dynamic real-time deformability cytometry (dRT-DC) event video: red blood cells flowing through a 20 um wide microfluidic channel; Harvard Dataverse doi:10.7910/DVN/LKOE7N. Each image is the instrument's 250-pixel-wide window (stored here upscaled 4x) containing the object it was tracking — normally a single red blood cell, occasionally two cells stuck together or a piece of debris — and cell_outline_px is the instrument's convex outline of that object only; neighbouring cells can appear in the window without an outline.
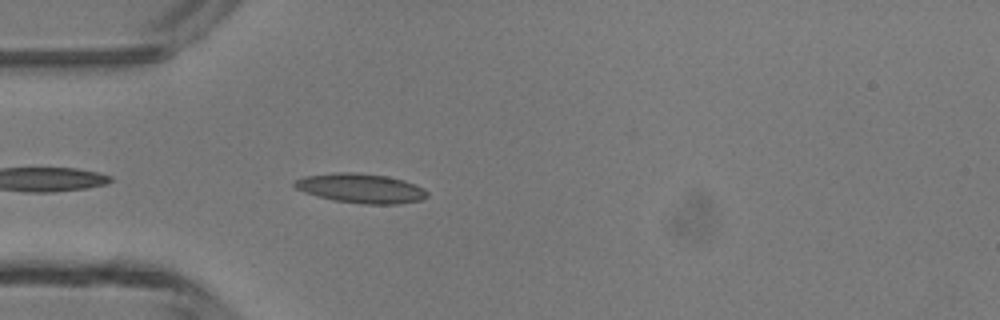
{"species": "common noctule bat (a hibernating species)", "species_latin": "Nyctalus noctula", "temperature_condition": "room temperature", "stored_images_in_passage": 11, "camera_frame_rate_fps": 3000, "um_per_image_px": 0.085, "animal": {"sex": "male", "body_mass_g": 13.3}, "frame": {"image": 1, "passage_image": 1, "time_ms": 0.0, "image_size_px": [1000, 320], "cell_outline_px": [[428, 196], [420, 200], [396, 204], [360, 204], [332, 200], [304, 192], [296, 188], [292, 184], [296, 180], [304, 176], [332, 172], [356, 172], [388, 176], [404, 180], [424, 188], [428, 192]], "centroid_in_image_um": [30.66, 16.0], "position_along_channel_um": 54.3, "area_um2": 22.95}}
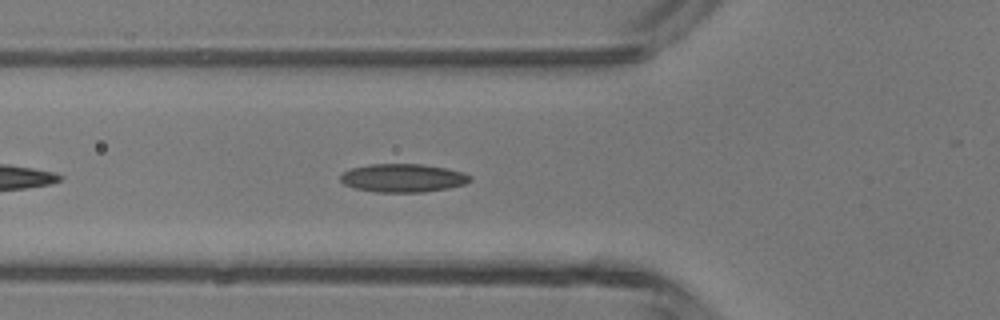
{"frame": {"image": 2, "passage_image": 4, "time_ms": 1.0, "image_size_px": [1000, 320], "cell_outline_px": [[472, 180], [464, 184], [448, 188], [424, 192], [376, 192], [352, 188], [344, 184], [340, 180], [340, 176], [344, 172], [352, 168], [368, 164], [420, 164], [444, 168], [464, 172], [472, 176]], "centroid_in_image_um": [34.24, 15.13], "position_along_channel_um": 91.6, "area_um2": 21.44}}
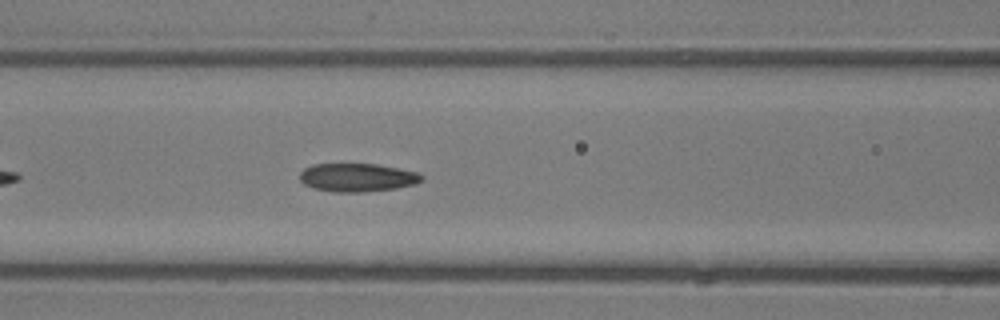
{"frame": {"image": 3, "passage_image": 7, "time_ms": 2.0, "image_size_px": [1000, 320], "cell_outline_px": [[424, 180], [416, 184], [396, 188], [364, 192], [332, 192], [312, 188], [304, 184], [300, 180], [300, 172], [304, 168], [312, 164], [376, 164], [420, 172], [424, 176]], "centroid_in_image_um": [30.39, 15.09], "position_along_channel_um": 136.2, "area_um2": 20.4}}